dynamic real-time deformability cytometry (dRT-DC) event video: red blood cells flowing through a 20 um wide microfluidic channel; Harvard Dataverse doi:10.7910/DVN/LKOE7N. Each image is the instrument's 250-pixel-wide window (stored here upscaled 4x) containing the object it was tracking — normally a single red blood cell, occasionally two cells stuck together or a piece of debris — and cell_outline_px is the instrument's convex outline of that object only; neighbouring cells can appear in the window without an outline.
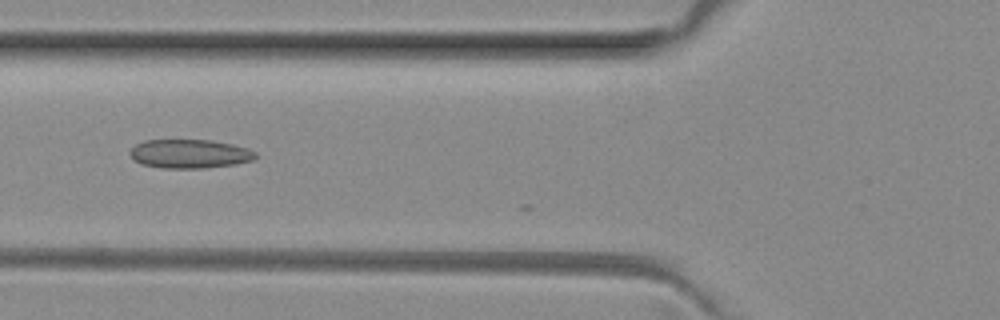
{"species": "common noctule bat (a hibernating species)", "species_latin": "Nyctalus noctula", "temperature_condition": "room temperature", "stored_images_in_passage": 8, "camera_frame_rate_fps": 3000, "um_per_image_px": 0.085, "animal": {"sex": "female", "body_mass_g": 29.2, "forearm_length_mm": 56.3}, "frame": {"image": 1, "passage_image": 3, "time_ms": 0.667, "image_size_px": [1000, 320], "cell_outline_px": [[256, 156], [252, 160], [236, 164], [204, 168], [160, 168], [140, 164], [132, 160], [128, 152], [136, 144], [144, 140], [212, 140], [232, 144], [248, 148], [256, 152]], "centroid_in_image_um": [16.08, 13.07], "position_along_channel_um": 109.7, "area_um2": 21.33}}